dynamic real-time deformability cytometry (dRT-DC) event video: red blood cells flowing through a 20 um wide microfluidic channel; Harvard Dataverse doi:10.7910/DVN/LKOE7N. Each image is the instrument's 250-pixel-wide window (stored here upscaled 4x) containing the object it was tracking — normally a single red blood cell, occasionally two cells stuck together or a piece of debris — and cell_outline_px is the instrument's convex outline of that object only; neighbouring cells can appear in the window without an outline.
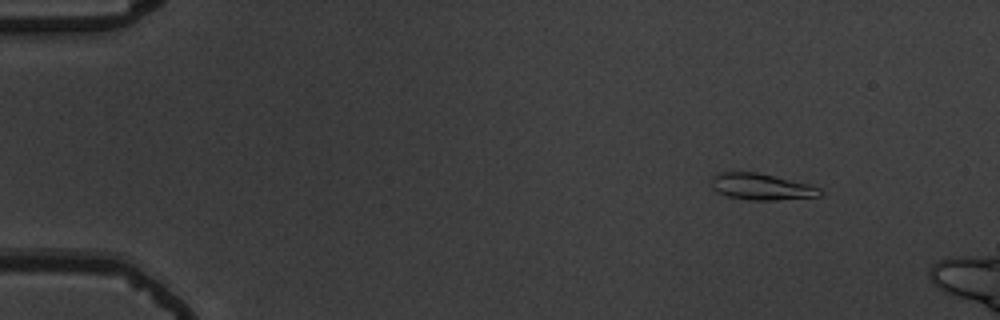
{"species": "common noctule bat (a hibernating species)", "species_latin": "Nyctalus noctula", "temperature_condition": "warm", "stored_images_in_passage": 14, "camera_frame_rate_fps": 3000, "um_per_image_px": 0.085, "animal": {"sex": "male", "body_mass_g": 19.5, "forearm_length_mm": 54.6}, "frame": {"image": 1, "passage_image": 7, "time_ms": 2.0, "image_size_px": [1000, 320], "cell_outline_px": [[824, 192], [820, 196], [776, 200], [748, 200], [728, 196], [716, 192], [712, 188], [712, 176], [720, 172], [756, 172], [808, 184], [820, 188]], "centroid_in_image_um": [64.7, 15.88], "position_along_channel_um": 20.3, "area_um2": 16.65}}